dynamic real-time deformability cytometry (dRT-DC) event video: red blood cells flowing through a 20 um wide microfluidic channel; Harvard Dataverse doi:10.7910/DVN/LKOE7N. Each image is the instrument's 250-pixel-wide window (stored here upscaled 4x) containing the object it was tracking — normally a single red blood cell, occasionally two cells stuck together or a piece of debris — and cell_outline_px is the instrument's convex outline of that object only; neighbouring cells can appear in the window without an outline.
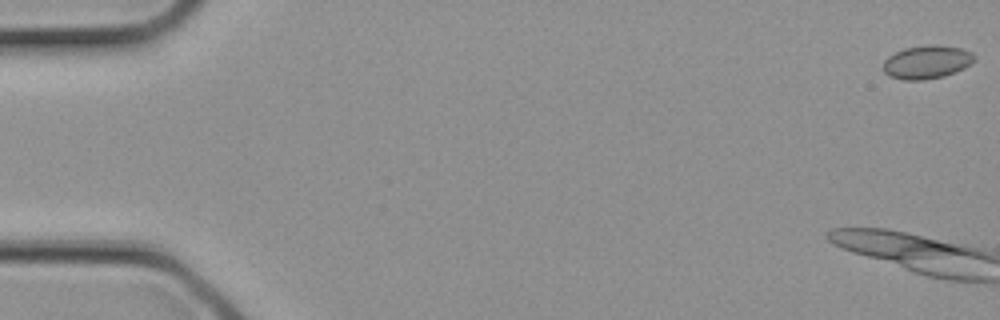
{"species": "common noctule bat (a hibernating species)", "species_latin": "Nyctalus noctula", "temperature_condition": "cold", "stored_images_in_passage": 4, "camera_frame_rate_fps": 3000, "um_per_image_px": 0.085, "animal": {"sex": "female", "body_mass_g": 21.9}, "frame": {"image": 1, "passage_image": 1, "time_ms": 0.0, "image_size_px": [1000, 320], "cell_outline_px": [[976, 60], [964, 68], [944, 76], [924, 80], [904, 80], [888, 76], [884, 72], [884, 60], [888, 56], [904, 48], [928, 44], [936, 44], [960, 48], [972, 52], [976, 56]], "centroid_in_image_um": [78.79, 5.27], "position_along_channel_um": 6.2, "area_um2": 17.86}}
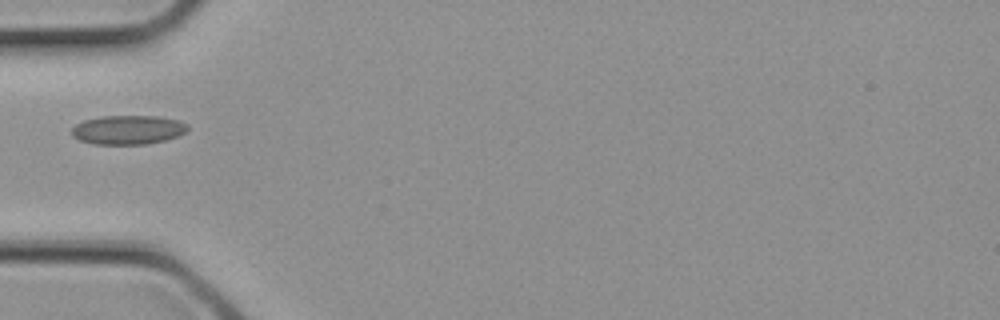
{"frame": {"image": 2, "passage_image": 4, "time_ms": 1.0, "image_size_px": [1000, 320], "cell_outline_px": [[188, 128], [180, 136], [148, 144], [92, 144], [80, 140], [72, 136], [72, 128], [76, 124], [84, 120], [100, 116], [156, 116], [176, 120], [188, 124]], "centroid_in_image_um": [10.86, 11.04], "position_along_channel_um": 74.1, "area_um2": 19.65}}